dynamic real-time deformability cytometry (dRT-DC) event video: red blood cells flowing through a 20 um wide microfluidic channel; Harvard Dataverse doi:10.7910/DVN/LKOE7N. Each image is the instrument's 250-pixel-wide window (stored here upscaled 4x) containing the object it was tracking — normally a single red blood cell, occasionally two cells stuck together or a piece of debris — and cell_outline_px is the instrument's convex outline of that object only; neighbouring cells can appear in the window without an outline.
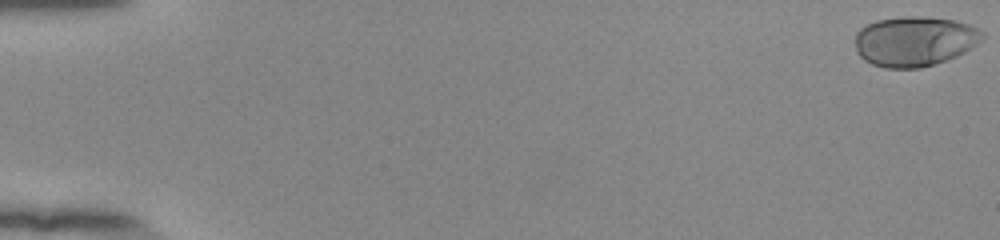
{"species": "human", "species_latin": "Homo sapiens", "temperature_condition": "room temperature", "stored_images_in_passage": 55, "camera_frame_rate_fps": 3000, "um_per_image_px": 0.085, "donor": {"sex": "female"}, "frame": {"image": 1, "passage_image": 1, "time_ms": 0.0, "image_size_px": [1000, 240], "cell_outline_px": [[984, 36], [976, 44], [964, 52], [956, 56], [920, 68], [884, 68], [872, 64], [864, 60], [856, 52], [856, 32], [860, 28], [876, 20], [904, 16], [916, 16], [956, 20], [968, 24], [984, 32]], "centroid_in_image_um": [77.71, 3.5], "position_along_channel_um": 7.3, "area_um2": 36.93}}
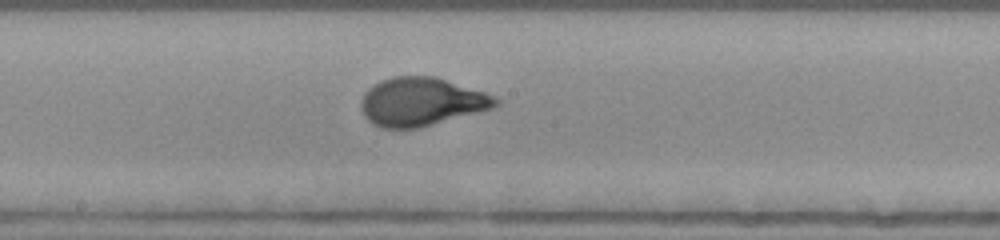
{"frame": {"image": 2, "passage_image": 31, "time_ms": 10.0, "image_size_px": [1000, 240], "cell_outline_px": [[500, 104], [492, 108], [420, 128], [380, 128], [372, 124], [364, 116], [360, 108], [360, 104], [364, 92], [368, 88], [380, 80], [392, 76], [436, 76], [484, 92], [500, 100]], "centroid_in_image_um": [35.77, 8.65], "position_along_channel_um": 212.4, "area_um2": 38.09}}
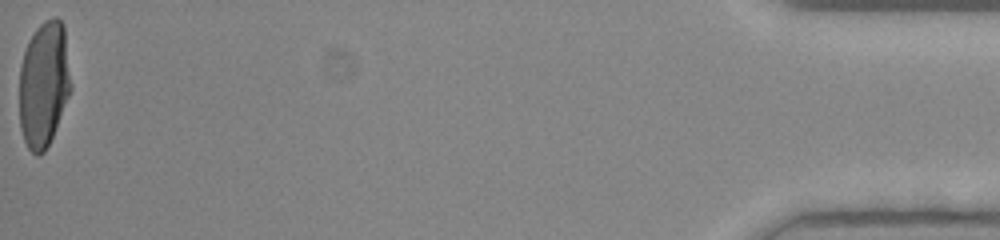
{"frame": {"image": 3, "passage_image": 55, "time_ms": 18.0, "image_size_px": [1000, 240], "cell_outline_px": [[72, 88], [52, 136], [44, 152], [40, 156], [36, 156], [28, 148], [24, 140], [20, 128], [20, 64], [28, 40], [36, 28], [44, 20], [52, 16], [56, 16], [64, 24]], "centroid_in_image_um": [3.73, 7.12], "position_along_channel_um": 431.5, "area_um2": 38.03}, "authors_computed_cell_mechanics": {"area_um2": 36.6452, "velocity_mm_per_s": 3.8845, "shape_relaxation_time_tau1_ms": 3.067, "shape_relaxation_time_tau2_ms": null, "deformation_change_tau1": 0.1964, "deformation_change_tau2": null}}